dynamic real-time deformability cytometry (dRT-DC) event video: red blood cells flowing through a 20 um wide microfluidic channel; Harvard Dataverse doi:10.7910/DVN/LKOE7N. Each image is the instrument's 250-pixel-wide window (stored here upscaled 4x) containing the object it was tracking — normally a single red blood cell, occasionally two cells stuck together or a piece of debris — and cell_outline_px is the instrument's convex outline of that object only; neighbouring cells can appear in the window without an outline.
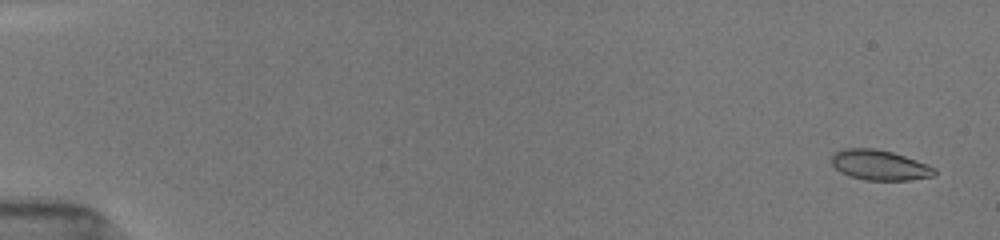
{"species": "common noctule bat (a hibernating species)", "species_latin": "Nyctalus noctula", "temperature_condition": "room temperature", "stored_images_in_passage": 51, "camera_frame_rate_fps": 3000, "um_per_image_px": 0.085, "animal": {"sex": "female", "body_mass_g": 19.5, "forearm_length_mm": 54.1}, "frame": {"image": 1, "passage_image": 4, "time_ms": 0.667, "image_size_px": [1000, 240], "cell_outline_px": [[936, 176], [908, 180], [864, 180], [848, 176], [840, 172], [832, 164], [832, 156], [836, 152], [844, 148], [876, 148], [892, 152], [916, 160], [936, 168]], "centroid_in_image_um": [74.77, 14.04], "position_along_channel_um": 10.2, "area_um2": 18.15}}
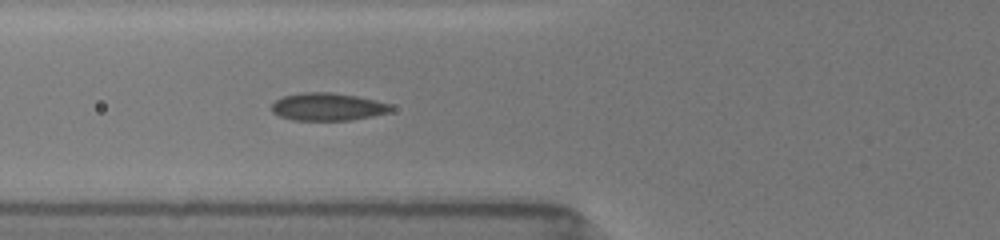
{"frame": {"image": 2, "passage_image": 38, "time_ms": 7.0, "image_size_px": [1000, 240], "cell_outline_px": [[392, 108], [388, 112], [372, 116], [348, 120], [292, 120], [280, 116], [272, 112], [268, 108], [276, 100], [284, 96], [300, 92], [332, 92], [356, 96], [376, 100], [392, 104]], "centroid_in_image_um": [27.81, 9.07], "position_along_channel_um": 98.0, "area_um2": 19.31}}
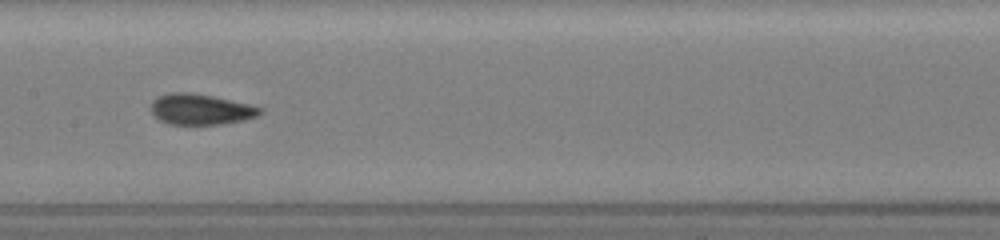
{"frame": {"image": 3, "passage_image": 50, "time_ms": 9.333, "image_size_px": [1000, 240], "cell_outline_px": [[264, 112], [256, 116], [244, 120], [220, 124], [168, 124], [160, 120], [152, 112], [152, 100], [156, 96], [172, 92], [188, 92], [212, 96], [248, 104], [264, 108]], "centroid_in_image_um": [17.06, 9.29], "position_along_channel_um": 190.3, "area_um2": 19.42}}